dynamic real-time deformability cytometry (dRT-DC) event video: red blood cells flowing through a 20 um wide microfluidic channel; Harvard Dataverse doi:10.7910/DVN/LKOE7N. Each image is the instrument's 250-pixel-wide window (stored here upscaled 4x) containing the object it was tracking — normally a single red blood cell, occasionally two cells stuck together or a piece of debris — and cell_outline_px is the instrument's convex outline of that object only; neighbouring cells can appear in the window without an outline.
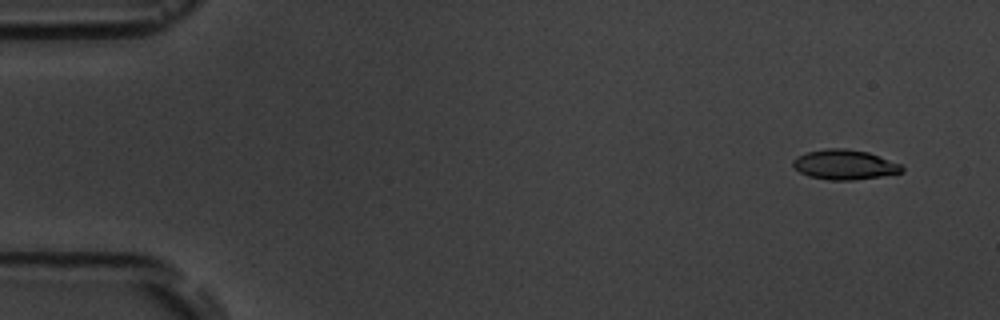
{"species": "common noctule bat (a hibernating species)", "species_latin": "Nyctalus noctula", "temperature_condition": "room temperature", "stored_images_in_passage": 6, "camera_frame_rate_fps": 3000, "um_per_image_px": 0.085, "animal": {"sex": "male", "body_mass_g": 19.5, "forearm_length_mm": 54.6}, "frame": {"image": 1, "passage_image": 1, "time_ms": 0.0, "image_size_px": [1000, 320], "cell_outline_px": [[904, 172], [880, 176], [852, 180], [828, 180], [808, 176], [800, 172], [792, 164], [792, 160], [796, 156], [808, 152], [828, 148], [844, 148], [868, 152], [900, 164], [904, 168]], "centroid_in_image_um": [71.77, 13.99], "position_along_channel_um": 13.2, "area_um2": 18.84}}
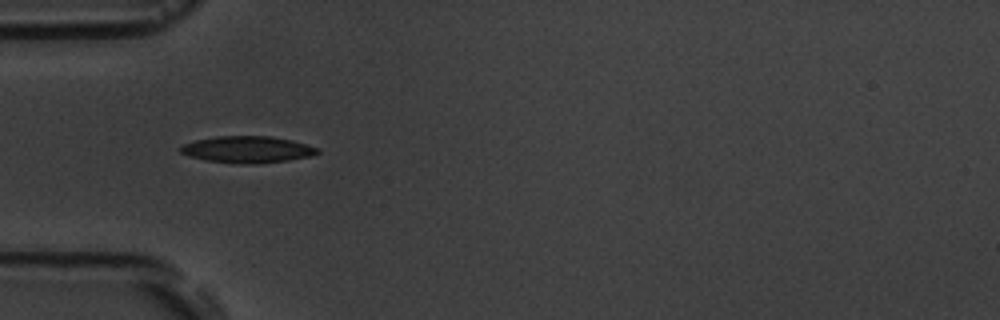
{"frame": {"image": 2, "passage_image": 5, "time_ms": 4.667, "image_size_px": [1000, 320], "cell_outline_px": [[320, 152], [308, 156], [288, 160], [252, 164], [240, 164], [204, 160], [180, 152], [180, 148], [184, 144], [196, 140], [216, 136], [272, 136], [292, 140], [320, 148]], "centroid_in_image_um": [21.05, 12.7], "position_along_channel_um": 64.0, "area_um2": 21.15}}
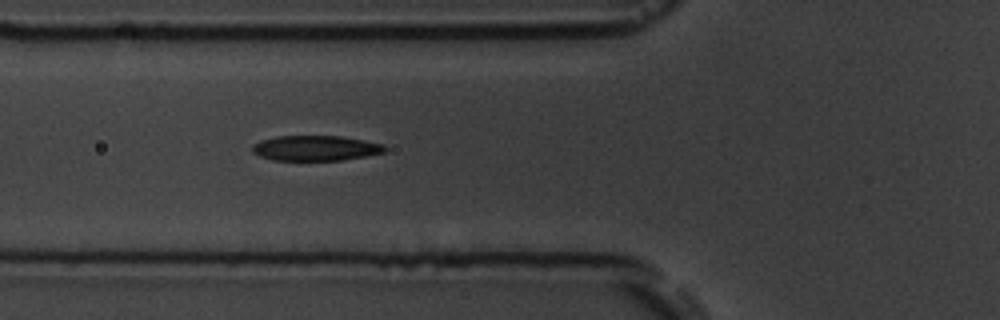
{"frame": {"image": 3, "passage_image": 6, "time_ms": 5.667, "image_size_px": [1000, 320], "cell_outline_px": [[388, 148], [384, 152], [364, 156], [340, 160], [272, 160], [260, 156], [252, 152], [252, 144], [260, 140], [276, 136], [340, 136], [364, 140], [384, 144]], "centroid_in_image_um": [26.8, 12.58], "position_along_channel_um": 99.0, "area_um2": 19.48}}